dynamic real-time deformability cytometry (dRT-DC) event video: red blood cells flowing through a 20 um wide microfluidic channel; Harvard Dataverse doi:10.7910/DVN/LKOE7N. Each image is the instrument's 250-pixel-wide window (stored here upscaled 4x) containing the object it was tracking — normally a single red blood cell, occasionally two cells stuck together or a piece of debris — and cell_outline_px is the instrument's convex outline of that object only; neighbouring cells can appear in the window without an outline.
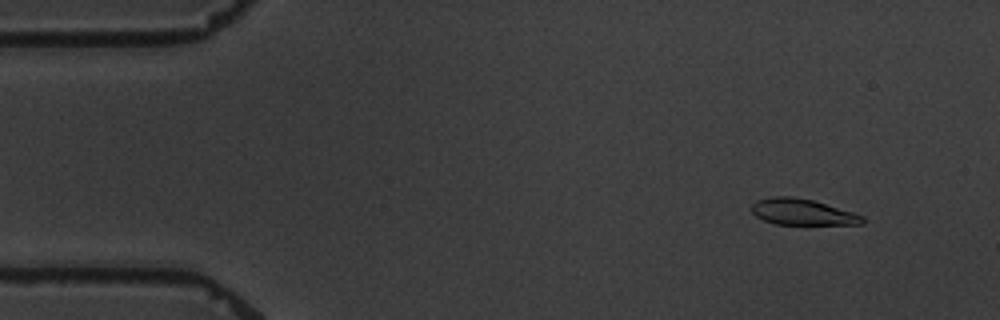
{"species": "common noctule bat (a hibernating species)", "species_latin": "Nyctalus noctula", "temperature_condition": "warm", "stored_images_in_passage": 4, "camera_frame_rate_fps": 3000, "um_per_image_px": 0.085, "animal": {"sex": "male", "body_mass_g": 19.5, "forearm_length_mm": 54.6}, "frame": {"image": 1, "passage_image": 1, "time_ms": 0.0, "image_size_px": [1000, 320], "cell_outline_px": [[864, 224], [776, 224], [764, 220], [756, 216], [752, 212], [752, 204], [756, 200], [772, 196], [792, 196], [812, 200], [852, 212], [864, 216]], "centroid_in_image_um": [68.18, 18.01], "position_along_channel_um": 16.8, "area_um2": 16.7}}
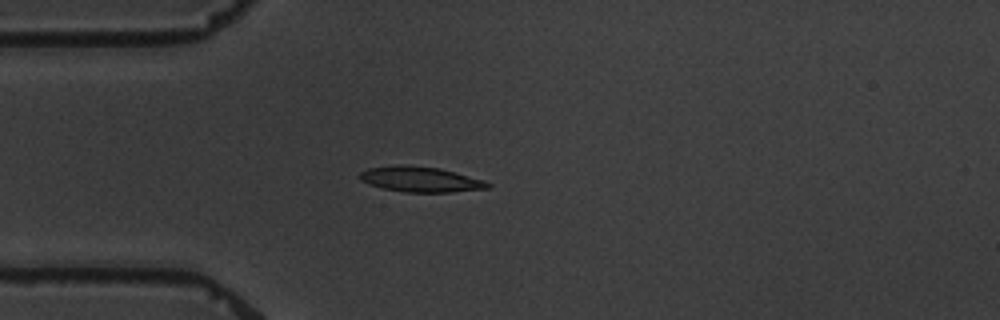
{"frame": {"image": 2, "passage_image": 4, "time_ms": 3.333, "image_size_px": [1000, 320], "cell_outline_px": [[492, 184], [488, 188], [448, 192], [404, 192], [384, 188], [360, 180], [360, 172], [368, 168], [400, 164], [408, 164], [440, 168], [484, 180]], "centroid_in_image_um": [35.75, 15.23], "position_along_channel_um": 49.3, "area_um2": 18.79}}